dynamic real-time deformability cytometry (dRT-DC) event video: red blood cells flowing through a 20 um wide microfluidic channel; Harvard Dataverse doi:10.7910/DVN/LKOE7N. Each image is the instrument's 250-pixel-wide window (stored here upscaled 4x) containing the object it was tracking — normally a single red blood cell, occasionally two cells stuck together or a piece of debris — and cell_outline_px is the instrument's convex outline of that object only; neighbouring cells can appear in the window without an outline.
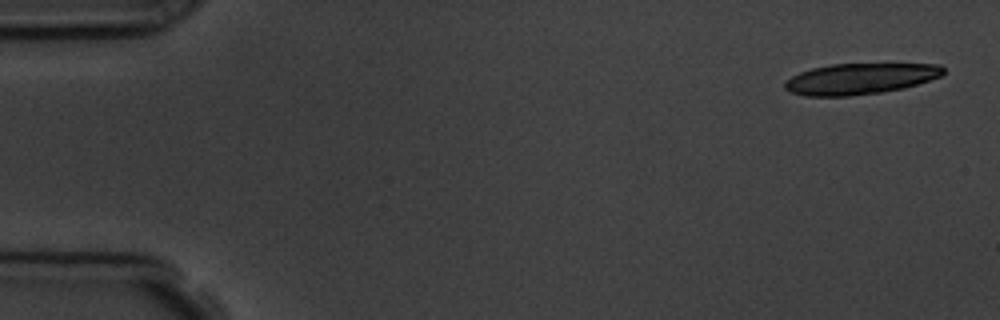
{"species": "common noctule bat (a hibernating species)", "species_latin": "Nyctalus noctula", "temperature_condition": "room temperature", "stored_images_in_passage": 5, "camera_frame_rate_fps": 3000, "um_per_image_px": 0.085, "animal": {"sex": "male", "body_mass_g": 19.5, "forearm_length_mm": 54.6}, "frame": {"image": 1, "passage_image": 1, "time_ms": 0.0, "image_size_px": [1000, 320], "cell_outline_px": [[944, 72], [940, 76], [904, 88], [880, 92], [848, 96], [804, 96], [792, 92], [784, 88], [784, 84], [792, 76], [800, 72], [812, 68], [832, 64], [940, 64], [944, 68]], "centroid_in_image_um": [73.09, 6.69], "position_along_channel_um": 11.9, "area_um2": 28.32}}